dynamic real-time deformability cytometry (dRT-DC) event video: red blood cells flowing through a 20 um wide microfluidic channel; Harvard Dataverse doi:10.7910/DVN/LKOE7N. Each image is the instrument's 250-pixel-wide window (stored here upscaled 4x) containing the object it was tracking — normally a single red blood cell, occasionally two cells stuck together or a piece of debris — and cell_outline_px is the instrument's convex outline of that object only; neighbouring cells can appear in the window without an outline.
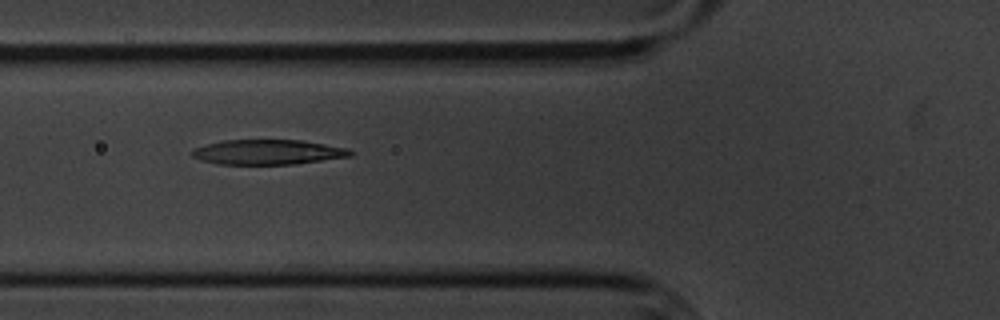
{"species": "common noctule bat (a hibernating species)", "species_latin": "Nyctalus noctula", "temperature_condition": "cold", "stored_images_in_passage": 6, "camera_frame_rate_fps": 3000, "um_per_image_px": 0.085, "animal": {"sex": "male", "body_mass_g": 20.1, "forearm_length_mm": 53.5}, "frame": {"image": 1, "passage_image": 2, "time_ms": 1.0, "image_size_px": [1000, 320], "cell_outline_px": [[356, 152], [352, 156], [296, 164], [216, 164], [200, 160], [192, 156], [188, 152], [192, 148], [204, 144], [224, 140], [304, 140], [348, 148]], "centroid_in_image_um": [22.75, 12.92], "position_along_channel_um": 103.0, "area_um2": 23.41}}
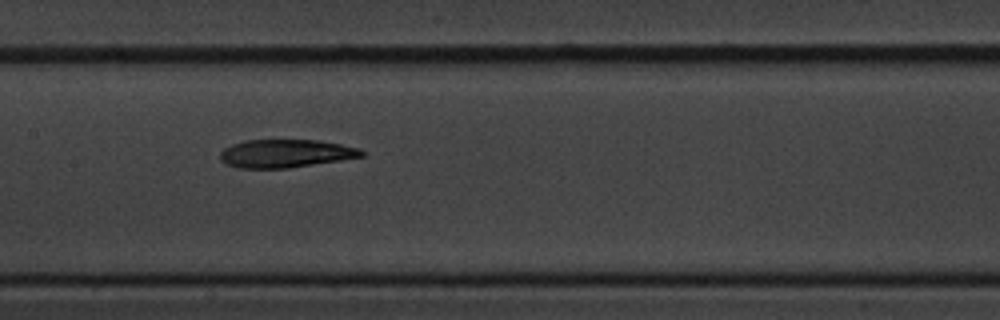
{"frame": {"image": 2, "passage_image": 4, "time_ms": 3.333, "image_size_px": [1000, 320], "cell_outline_px": [[364, 156], [340, 160], [288, 168], [240, 168], [228, 164], [220, 160], [220, 152], [224, 148], [232, 144], [244, 140], [320, 140], [360, 148], [364, 152]], "centroid_in_image_um": [24.27, 13.04], "position_along_channel_um": 183.1, "area_um2": 23.12}}
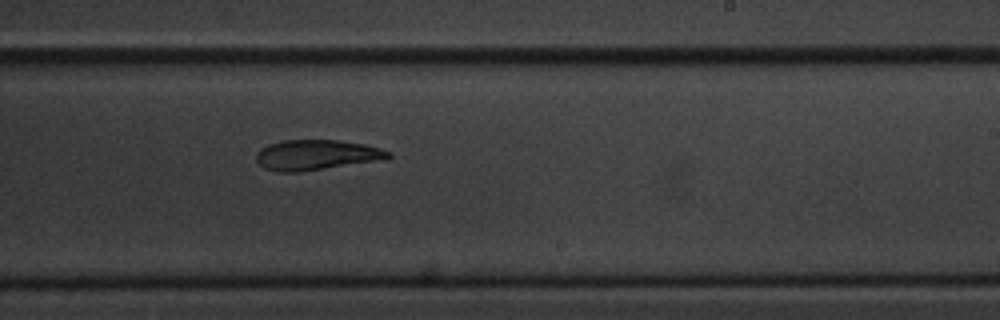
{"frame": {"image": 3, "passage_image": 6, "time_ms": 5.667, "image_size_px": [1000, 320], "cell_outline_px": [[392, 156], [384, 160], [300, 172], [276, 172], [264, 168], [256, 160], [256, 152], [260, 148], [268, 144], [280, 140], [336, 140], [368, 144], [392, 152]], "centroid_in_image_um": [26.91, 13.17], "position_along_channel_um": 262.1, "area_um2": 23.7}}